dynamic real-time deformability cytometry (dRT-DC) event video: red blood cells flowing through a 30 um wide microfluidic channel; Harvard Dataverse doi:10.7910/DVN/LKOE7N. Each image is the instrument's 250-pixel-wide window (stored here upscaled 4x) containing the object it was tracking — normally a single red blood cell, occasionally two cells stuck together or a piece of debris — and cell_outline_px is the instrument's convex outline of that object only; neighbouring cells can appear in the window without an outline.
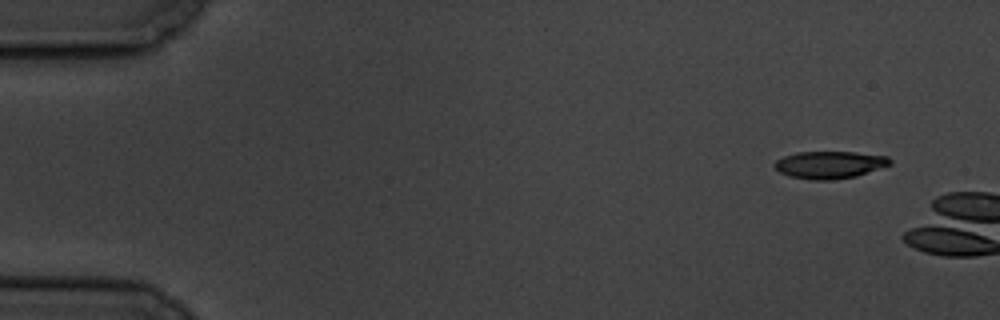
{"species": "common noctule bat (a hibernating species)", "species_latin": "Nyctalus noctula", "temperature_condition": "cold", "stored_images_in_passage": 5, "segment_of_instrument_passage": [2, 2], "camera_frame_rate_fps": 3000, "um_per_image_px": 0.085, "animal": {"sex": "male", "body_mass_g": 19.5, "forearm_length_mm": 54.6}, "frame": {"image": 1, "passage_image": 5, "time_ms": 5.667, "image_size_px": [1000, 320], "cell_outline_px": [[892, 164], [856, 176], [832, 180], [812, 180], [788, 176], [780, 172], [772, 164], [776, 160], [784, 156], [796, 152], [856, 152], [888, 156], [892, 160]], "centroid_in_image_um": [70.52, 14.0], "position_along_channel_um": 14.5, "area_um2": 18.5}}